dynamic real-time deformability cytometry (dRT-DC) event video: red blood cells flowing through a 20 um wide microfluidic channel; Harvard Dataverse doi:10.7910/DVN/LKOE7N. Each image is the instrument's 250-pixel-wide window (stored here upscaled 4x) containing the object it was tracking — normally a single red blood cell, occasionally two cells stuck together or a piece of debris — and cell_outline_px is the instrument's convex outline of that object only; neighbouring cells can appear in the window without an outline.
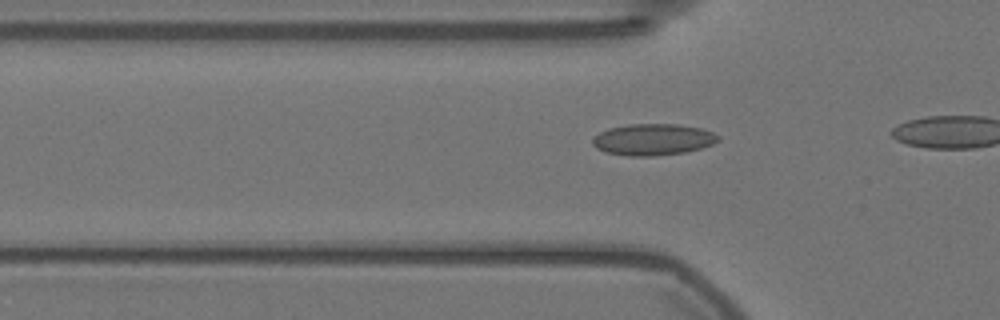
{"species": "Egyptian fruit bat (a non-hibernating species)", "species_latin": "Rousettus aegyptiacus", "temperature_condition": "warm", "stored_images_in_passage": 16, "camera_frame_rate_fps": 3000, "um_per_image_px": 0.085, "animal": {"sex": "female"}, "frame": {"image": 1, "passage_image": 10, "time_ms": 3.0, "image_size_px": [1000, 320], "cell_outline_px": [[720, 140], [712, 144], [700, 148], [684, 152], [652, 156], [628, 156], [608, 152], [596, 148], [592, 144], [592, 140], [600, 132], [608, 128], [628, 124], [680, 124], [700, 128], [712, 132], [720, 136]], "centroid_in_image_um": [55.51, 11.85], "position_along_channel_um": 70.3, "area_um2": 22.95}}
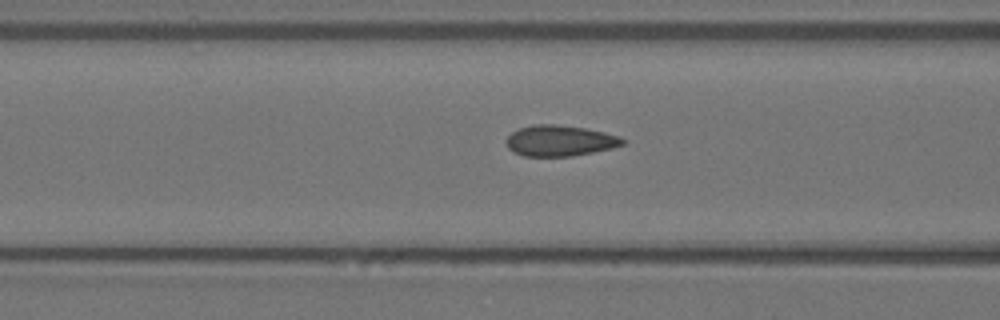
{"frame": {"image": 2, "passage_image": 14, "time_ms": 4.333, "image_size_px": [1000, 320], "cell_outline_px": [[624, 144], [612, 148], [572, 156], [524, 156], [512, 152], [508, 148], [504, 140], [512, 132], [520, 128], [536, 124], [552, 124], [584, 128], [604, 132], [620, 136], [624, 140]], "centroid_in_image_um": [47.55, 11.96], "position_along_channel_um": 119.0, "area_um2": 20.87}}